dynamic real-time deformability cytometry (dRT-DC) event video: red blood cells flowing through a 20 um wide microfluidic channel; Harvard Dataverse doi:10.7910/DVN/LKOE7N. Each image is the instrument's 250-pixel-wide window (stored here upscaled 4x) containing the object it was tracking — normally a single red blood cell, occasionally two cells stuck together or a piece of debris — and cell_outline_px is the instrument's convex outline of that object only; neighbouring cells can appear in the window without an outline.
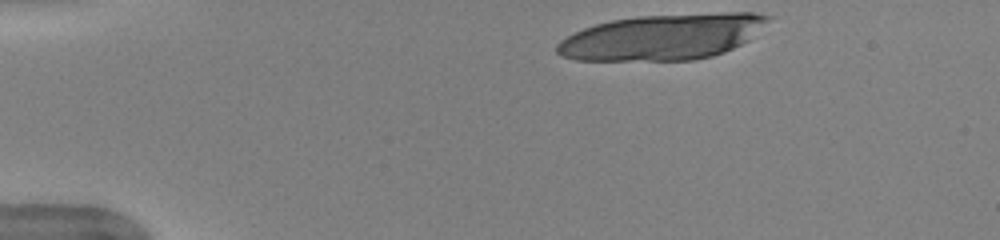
{"species": "human", "species_latin": "Homo sapiens", "temperature_condition": "warm", "stored_images_in_passage": 12, "camera_frame_rate_fps": 3000, "um_per_image_px": 0.085, "donor": {"sex": "female"}, "frame": {"image": 1, "passage_image": 1, "time_ms": 0.0, "image_size_px": [1000, 240], "cell_outline_px": [[776, 16], [748, 40], [724, 52], [712, 56], [692, 60], [576, 60], [560, 56], [556, 52], [556, 44], [560, 40], [584, 28], [596, 24], [612, 20], [636, 16], [720, 12], [752, 12]], "centroid_in_image_um": [56.35, 3.12], "position_along_channel_um": 28.6, "area_um2": 56.53}}